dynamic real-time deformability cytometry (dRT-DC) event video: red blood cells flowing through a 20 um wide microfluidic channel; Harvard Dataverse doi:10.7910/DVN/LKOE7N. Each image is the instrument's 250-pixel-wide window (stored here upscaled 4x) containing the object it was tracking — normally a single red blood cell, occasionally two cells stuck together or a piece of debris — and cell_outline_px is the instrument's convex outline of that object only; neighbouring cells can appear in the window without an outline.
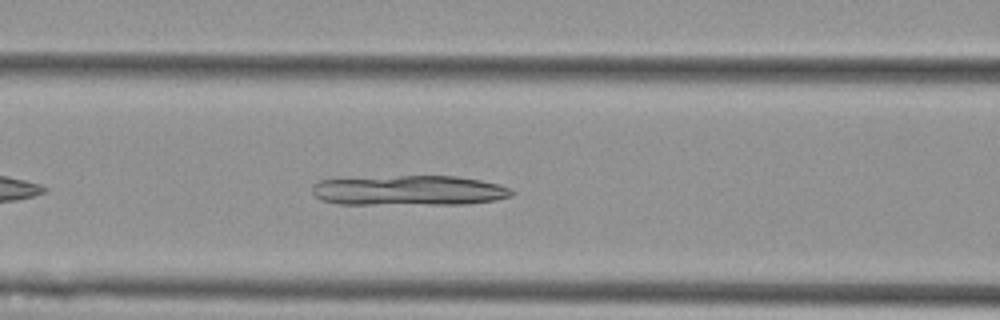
{"species": "Egyptian fruit bat (a non-hibernating species)", "species_latin": "Rousettus aegyptiacus", "temperature_condition": "cold", "stored_images_in_passage": 38, "camera_frame_rate_fps": 3000, "um_per_image_px": 0.085, "animal": {"sex": "female"}, "frame": {"image": 1, "passage_image": 10, "time_ms": 3.0, "image_size_px": [1000, 320], "cell_outline_px": [[516, 192], [512, 196], [496, 200], [464, 204], [340, 204], [320, 200], [312, 192], [312, 184], [316, 180], [400, 176], [456, 176], [480, 180], [500, 184], [512, 188]], "centroid_in_image_um": [34.81, 16.19], "position_along_channel_um": 131.8, "area_um2": 35.2}}
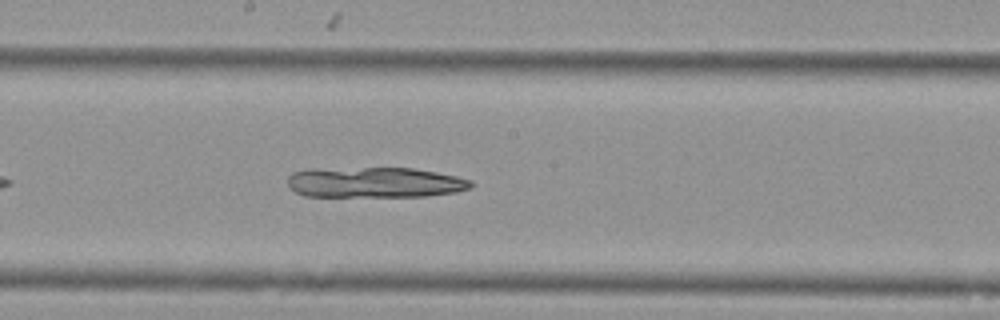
{"frame": {"image": 2, "passage_image": 17, "time_ms": 5.333, "image_size_px": [1000, 320], "cell_outline_px": [[472, 188], [456, 192], [424, 196], [304, 196], [288, 188], [288, 176], [292, 172], [308, 168], [412, 168], [436, 172], [456, 176], [472, 180]], "centroid_in_image_um": [31.82, 15.5], "position_along_channel_um": 216.4, "area_um2": 32.83}}
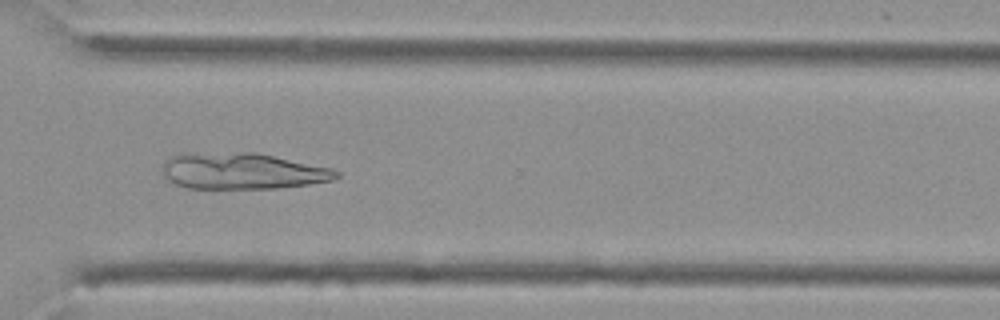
{"frame": {"image": 3, "passage_image": 28, "time_ms": 9.0, "image_size_px": [1000, 320], "cell_outline_px": [[340, 176], [332, 180], [308, 184], [276, 188], [188, 188], [176, 184], [168, 180], [160, 168], [164, 160], [172, 156], [188, 152], [256, 152], [332, 168], [340, 172]], "centroid_in_image_um": [20.56, 14.52], "position_along_channel_um": 350.0, "area_um2": 37.05}}